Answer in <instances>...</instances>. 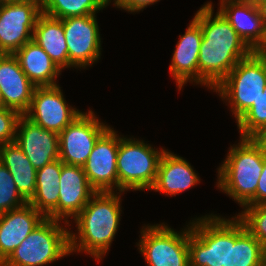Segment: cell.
<instances>
[{"label": "cell", "instance_id": "obj_30", "mask_svg": "<svg viewBox=\"0 0 266 266\" xmlns=\"http://www.w3.org/2000/svg\"><path fill=\"white\" fill-rule=\"evenodd\" d=\"M21 116L13 109L0 107V145L15 141L17 124Z\"/></svg>", "mask_w": 266, "mask_h": 266}, {"label": "cell", "instance_id": "obj_9", "mask_svg": "<svg viewBox=\"0 0 266 266\" xmlns=\"http://www.w3.org/2000/svg\"><path fill=\"white\" fill-rule=\"evenodd\" d=\"M109 128L91 109L82 113L59 134V159L65 164L83 166L97 140Z\"/></svg>", "mask_w": 266, "mask_h": 266}, {"label": "cell", "instance_id": "obj_24", "mask_svg": "<svg viewBox=\"0 0 266 266\" xmlns=\"http://www.w3.org/2000/svg\"><path fill=\"white\" fill-rule=\"evenodd\" d=\"M0 161L12 175L21 196L29 202L36 191L37 170L15 142L0 145Z\"/></svg>", "mask_w": 266, "mask_h": 266}, {"label": "cell", "instance_id": "obj_19", "mask_svg": "<svg viewBox=\"0 0 266 266\" xmlns=\"http://www.w3.org/2000/svg\"><path fill=\"white\" fill-rule=\"evenodd\" d=\"M218 11L252 51L262 46L266 26L256 5L247 1L227 2L220 4Z\"/></svg>", "mask_w": 266, "mask_h": 266}, {"label": "cell", "instance_id": "obj_18", "mask_svg": "<svg viewBox=\"0 0 266 266\" xmlns=\"http://www.w3.org/2000/svg\"><path fill=\"white\" fill-rule=\"evenodd\" d=\"M169 71L179 91L191 81L198 84V57L203 33L200 24L193 18L184 35H179Z\"/></svg>", "mask_w": 266, "mask_h": 266}, {"label": "cell", "instance_id": "obj_1", "mask_svg": "<svg viewBox=\"0 0 266 266\" xmlns=\"http://www.w3.org/2000/svg\"><path fill=\"white\" fill-rule=\"evenodd\" d=\"M212 2L204 4L194 15L200 24L203 39L198 57V84L213 90L236 66L253 51L218 11L213 18Z\"/></svg>", "mask_w": 266, "mask_h": 266}, {"label": "cell", "instance_id": "obj_3", "mask_svg": "<svg viewBox=\"0 0 266 266\" xmlns=\"http://www.w3.org/2000/svg\"><path fill=\"white\" fill-rule=\"evenodd\" d=\"M265 155L266 149L257 138L240 137L217 170V188L241 207L256 205V188Z\"/></svg>", "mask_w": 266, "mask_h": 266}, {"label": "cell", "instance_id": "obj_4", "mask_svg": "<svg viewBox=\"0 0 266 266\" xmlns=\"http://www.w3.org/2000/svg\"><path fill=\"white\" fill-rule=\"evenodd\" d=\"M265 86L266 55L253 51L240 60L213 90L230 104L237 122L263 94Z\"/></svg>", "mask_w": 266, "mask_h": 266}, {"label": "cell", "instance_id": "obj_14", "mask_svg": "<svg viewBox=\"0 0 266 266\" xmlns=\"http://www.w3.org/2000/svg\"><path fill=\"white\" fill-rule=\"evenodd\" d=\"M57 207L46 217L70 226L69 217L74 219L97 192L89 183L82 166L63 163L59 181Z\"/></svg>", "mask_w": 266, "mask_h": 266}, {"label": "cell", "instance_id": "obj_13", "mask_svg": "<svg viewBox=\"0 0 266 266\" xmlns=\"http://www.w3.org/2000/svg\"><path fill=\"white\" fill-rule=\"evenodd\" d=\"M119 135L109 128L96 142L82 166L90 185L97 192L118 190L117 154Z\"/></svg>", "mask_w": 266, "mask_h": 266}, {"label": "cell", "instance_id": "obj_22", "mask_svg": "<svg viewBox=\"0 0 266 266\" xmlns=\"http://www.w3.org/2000/svg\"><path fill=\"white\" fill-rule=\"evenodd\" d=\"M14 55L18 59L22 71L35 86L57 85L55 80L62 70L33 40L25 43Z\"/></svg>", "mask_w": 266, "mask_h": 266}, {"label": "cell", "instance_id": "obj_36", "mask_svg": "<svg viewBox=\"0 0 266 266\" xmlns=\"http://www.w3.org/2000/svg\"><path fill=\"white\" fill-rule=\"evenodd\" d=\"M16 1L33 2V3L38 4L42 8L45 0H15V2Z\"/></svg>", "mask_w": 266, "mask_h": 266}, {"label": "cell", "instance_id": "obj_26", "mask_svg": "<svg viewBox=\"0 0 266 266\" xmlns=\"http://www.w3.org/2000/svg\"><path fill=\"white\" fill-rule=\"evenodd\" d=\"M110 3L111 0H45L42 13L58 19L94 15Z\"/></svg>", "mask_w": 266, "mask_h": 266}, {"label": "cell", "instance_id": "obj_35", "mask_svg": "<svg viewBox=\"0 0 266 266\" xmlns=\"http://www.w3.org/2000/svg\"><path fill=\"white\" fill-rule=\"evenodd\" d=\"M257 139L263 144L266 149V129L260 136L257 137Z\"/></svg>", "mask_w": 266, "mask_h": 266}, {"label": "cell", "instance_id": "obj_40", "mask_svg": "<svg viewBox=\"0 0 266 266\" xmlns=\"http://www.w3.org/2000/svg\"><path fill=\"white\" fill-rule=\"evenodd\" d=\"M264 266H266V246L264 247Z\"/></svg>", "mask_w": 266, "mask_h": 266}, {"label": "cell", "instance_id": "obj_32", "mask_svg": "<svg viewBox=\"0 0 266 266\" xmlns=\"http://www.w3.org/2000/svg\"><path fill=\"white\" fill-rule=\"evenodd\" d=\"M256 205H266V155L264 159L263 171L256 188Z\"/></svg>", "mask_w": 266, "mask_h": 266}, {"label": "cell", "instance_id": "obj_10", "mask_svg": "<svg viewBox=\"0 0 266 266\" xmlns=\"http://www.w3.org/2000/svg\"><path fill=\"white\" fill-rule=\"evenodd\" d=\"M83 112L67 104L59 84L36 86L26 118L58 135Z\"/></svg>", "mask_w": 266, "mask_h": 266}, {"label": "cell", "instance_id": "obj_15", "mask_svg": "<svg viewBox=\"0 0 266 266\" xmlns=\"http://www.w3.org/2000/svg\"><path fill=\"white\" fill-rule=\"evenodd\" d=\"M14 142L36 170L59 159V135L43 129L24 115L18 120Z\"/></svg>", "mask_w": 266, "mask_h": 266}, {"label": "cell", "instance_id": "obj_16", "mask_svg": "<svg viewBox=\"0 0 266 266\" xmlns=\"http://www.w3.org/2000/svg\"><path fill=\"white\" fill-rule=\"evenodd\" d=\"M36 86L22 71L14 54L0 53V93L2 105L24 115Z\"/></svg>", "mask_w": 266, "mask_h": 266}, {"label": "cell", "instance_id": "obj_23", "mask_svg": "<svg viewBox=\"0 0 266 266\" xmlns=\"http://www.w3.org/2000/svg\"><path fill=\"white\" fill-rule=\"evenodd\" d=\"M33 41L49 55L61 70L69 68L68 46L62 19L41 13L35 24Z\"/></svg>", "mask_w": 266, "mask_h": 266}, {"label": "cell", "instance_id": "obj_12", "mask_svg": "<svg viewBox=\"0 0 266 266\" xmlns=\"http://www.w3.org/2000/svg\"><path fill=\"white\" fill-rule=\"evenodd\" d=\"M96 15L62 19L68 46L69 68H86L101 56V38Z\"/></svg>", "mask_w": 266, "mask_h": 266}, {"label": "cell", "instance_id": "obj_39", "mask_svg": "<svg viewBox=\"0 0 266 266\" xmlns=\"http://www.w3.org/2000/svg\"><path fill=\"white\" fill-rule=\"evenodd\" d=\"M264 1V0H248V2L253 3L254 5H256L257 3Z\"/></svg>", "mask_w": 266, "mask_h": 266}, {"label": "cell", "instance_id": "obj_7", "mask_svg": "<svg viewBox=\"0 0 266 266\" xmlns=\"http://www.w3.org/2000/svg\"><path fill=\"white\" fill-rule=\"evenodd\" d=\"M189 222L190 266H227L228 219L213 214Z\"/></svg>", "mask_w": 266, "mask_h": 266}, {"label": "cell", "instance_id": "obj_17", "mask_svg": "<svg viewBox=\"0 0 266 266\" xmlns=\"http://www.w3.org/2000/svg\"><path fill=\"white\" fill-rule=\"evenodd\" d=\"M45 218L29 203L0 214V265Z\"/></svg>", "mask_w": 266, "mask_h": 266}, {"label": "cell", "instance_id": "obj_38", "mask_svg": "<svg viewBox=\"0 0 266 266\" xmlns=\"http://www.w3.org/2000/svg\"><path fill=\"white\" fill-rule=\"evenodd\" d=\"M12 2H15V0H0V5L6 4V3H12Z\"/></svg>", "mask_w": 266, "mask_h": 266}, {"label": "cell", "instance_id": "obj_31", "mask_svg": "<svg viewBox=\"0 0 266 266\" xmlns=\"http://www.w3.org/2000/svg\"><path fill=\"white\" fill-rule=\"evenodd\" d=\"M115 7L121 8V10H126L130 13L140 12L144 8L154 3H157L159 0H113Z\"/></svg>", "mask_w": 266, "mask_h": 266}, {"label": "cell", "instance_id": "obj_41", "mask_svg": "<svg viewBox=\"0 0 266 266\" xmlns=\"http://www.w3.org/2000/svg\"><path fill=\"white\" fill-rule=\"evenodd\" d=\"M0 107H3L2 100H1V93H0Z\"/></svg>", "mask_w": 266, "mask_h": 266}, {"label": "cell", "instance_id": "obj_27", "mask_svg": "<svg viewBox=\"0 0 266 266\" xmlns=\"http://www.w3.org/2000/svg\"><path fill=\"white\" fill-rule=\"evenodd\" d=\"M242 138H257L266 129V86L263 94L252 107L237 121Z\"/></svg>", "mask_w": 266, "mask_h": 266}, {"label": "cell", "instance_id": "obj_29", "mask_svg": "<svg viewBox=\"0 0 266 266\" xmlns=\"http://www.w3.org/2000/svg\"><path fill=\"white\" fill-rule=\"evenodd\" d=\"M246 229L262 244L266 246V205L243 207L237 215Z\"/></svg>", "mask_w": 266, "mask_h": 266}, {"label": "cell", "instance_id": "obj_11", "mask_svg": "<svg viewBox=\"0 0 266 266\" xmlns=\"http://www.w3.org/2000/svg\"><path fill=\"white\" fill-rule=\"evenodd\" d=\"M42 8L33 2L16 1L0 5V53L14 54L33 40Z\"/></svg>", "mask_w": 266, "mask_h": 266}, {"label": "cell", "instance_id": "obj_28", "mask_svg": "<svg viewBox=\"0 0 266 266\" xmlns=\"http://www.w3.org/2000/svg\"><path fill=\"white\" fill-rule=\"evenodd\" d=\"M27 203L19 193L12 175L0 161V214L22 207Z\"/></svg>", "mask_w": 266, "mask_h": 266}, {"label": "cell", "instance_id": "obj_21", "mask_svg": "<svg viewBox=\"0 0 266 266\" xmlns=\"http://www.w3.org/2000/svg\"><path fill=\"white\" fill-rule=\"evenodd\" d=\"M227 266H264V247L236 215L228 218Z\"/></svg>", "mask_w": 266, "mask_h": 266}, {"label": "cell", "instance_id": "obj_6", "mask_svg": "<svg viewBox=\"0 0 266 266\" xmlns=\"http://www.w3.org/2000/svg\"><path fill=\"white\" fill-rule=\"evenodd\" d=\"M119 136L117 154L118 191L150 190L153 186L159 161L165 149L133 138Z\"/></svg>", "mask_w": 266, "mask_h": 266}, {"label": "cell", "instance_id": "obj_8", "mask_svg": "<svg viewBox=\"0 0 266 266\" xmlns=\"http://www.w3.org/2000/svg\"><path fill=\"white\" fill-rule=\"evenodd\" d=\"M187 227L178 232L164 223L143 226L137 245L148 266H190Z\"/></svg>", "mask_w": 266, "mask_h": 266}, {"label": "cell", "instance_id": "obj_37", "mask_svg": "<svg viewBox=\"0 0 266 266\" xmlns=\"http://www.w3.org/2000/svg\"><path fill=\"white\" fill-rule=\"evenodd\" d=\"M240 2V1H247L248 2V0H220V2H219V5L220 4H223V3H227V2Z\"/></svg>", "mask_w": 266, "mask_h": 266}, {"label": "cell", "instance_id": "obj_34", "mask_svg": "<svg viewBox=\"0 0 266 266\" xmlns=\"http://www.w3.org/2000/svg\"><path fill=\"white\" fill-rule=\"evenodd\" d=\"M256 52H258L260 54L266 55V27H265V38H264V42H263L262 46Z\"/></svg>", "mask_w": 266, "mask_h": 266}, {"label": "cell", "instance_id": "obj_2", "mask_svg": "<svg viewBox=\"0 0 266 266\" xmlns=\"http://www.w3.org/2000/svg\"><path fill=\"white\" fill-rule=\"evenodd\" d=\"M121 193L124 192L103 191L96 192L92 196L83 210L73 219L78 236L70 231L71 253L85 252L93 256L98 263L102 260L110 250L120 224Z\"/></svg>", "mask_w": 266, "mask_h": 266}, {"label": "cell", "instance_id": "obj_5", "mask_svg": "<svg viewBox=\"0 0 266 266\" xmlns=\"http://www.w3.org/2000/svg\"><path fill=\"white\" fill-rule=\"evenodd\" d=\"M60 222L45 218L0 266H44L70 255V229Z\"/></svg>", "mask_w": 266, "mask_h": 266}, {"label": "cell", "instance_id": "obj_33", "mask_svg": "<svg viewBox=\"0 0 266 266\" xmlns=\"http://www.w3.org/2000/svg\"><path fill=\"white\" fill-rule=\"evenodd\" d=\"M256 6L258 8L260 17L262 18L263 23L266 26V0L257 3Z\"/></svg>", "mask_w": 266, "mask_h": 266}, {"label": "cell", "instance_id": "obj_25", "mask_svg": "<svg viewBox=\"0 0 266 266\" xmlns=\"http://www.w3.org/2000/svg\"><path fill=\"white\" fill-rule=\"evenodd\" d=\"M62 166L63 162L58 159L37 170L36 191L28 203L45 217L58 205Z\"/></svg>", "mask_w": 266, "mask_h": 266}, {"label": "cell", "instance_id": "obj_20", "mask_svg": "<svg viewBox=\"0 0 266 266\" xmlns=\"http://www.w3.org/2000/svg\"><path fill=\"white\" fill-rule=\"evenodd\" d=\"M199 181L198 174L189 162L165 150L159 161L155 182L150 190L175 196L197 185Z\"/></svg>", "mask_w": 266, "mask_h": 266}]
</instances>
